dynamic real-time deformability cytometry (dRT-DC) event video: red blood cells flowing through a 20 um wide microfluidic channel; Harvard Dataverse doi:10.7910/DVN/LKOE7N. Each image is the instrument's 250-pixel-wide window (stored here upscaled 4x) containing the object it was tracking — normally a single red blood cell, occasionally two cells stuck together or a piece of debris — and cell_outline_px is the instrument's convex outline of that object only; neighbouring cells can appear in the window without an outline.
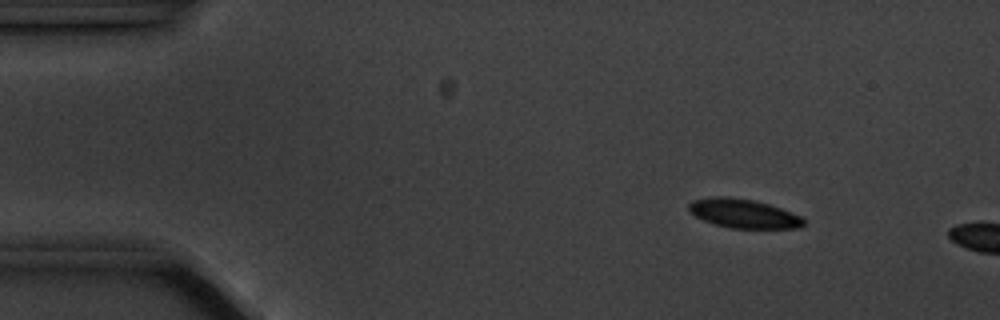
{"species": "common noctule bat (a hibernating species)", "species_latin": "Nyctalus noctula", "temperature_condition": "cold", "stored_images_in_passage": 3, "camera_frame_rate_fps": 3000, "um_per_image_px": 0.085, "animal": {"sex": "male", "body_mass_g": 20.1, "forearm_length_mm": 53.5}, "frame": {"image": 1, "passage_image": 2, "time_ms": 1.0, "image_size_px": [1000, 320], "cell_outline_px": [[804, 224], [800, 228], [732, 228], [712, 224], [688, 212], [688, 204], [692, 200], [712, 196], [728, 196], [752, 200], [768, 204], [780, 208], [800, 216], [804, 220]], "centroid_in_image_um": [63.14, 18.14], "position_along_channel_um": 21.9, "area_um2": 19.42}}